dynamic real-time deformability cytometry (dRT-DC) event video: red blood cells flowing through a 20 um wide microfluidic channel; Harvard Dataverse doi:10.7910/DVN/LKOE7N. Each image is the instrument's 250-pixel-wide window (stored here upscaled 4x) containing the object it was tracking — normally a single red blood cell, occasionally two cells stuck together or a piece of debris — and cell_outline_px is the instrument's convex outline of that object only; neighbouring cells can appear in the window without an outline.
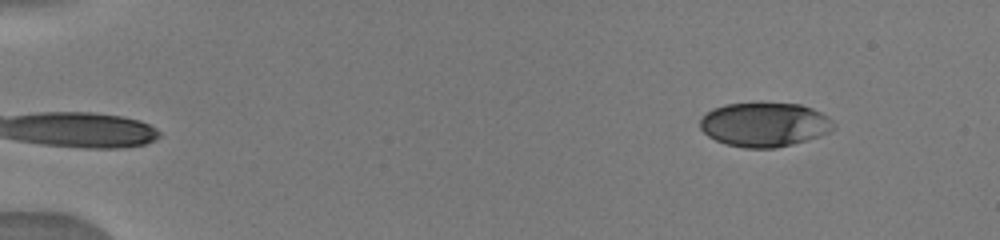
{"species": "human", "species_latin": "Homo sapiens", "temperature_condition": "warm", "stored_images_in_passage": 19, "camera_frame_rate_fps": 3000, "um_per_image_px": 0.085, "donor": {"sex": "male"}, "frame": {"image": 1, "passage_image": 2, "time_ms": 0.667, "image_size_px": [1000, 240], "cell_outline_px": [[836, 128], [820, 136], [792, 144], [776, 148], [744, 148], [728, 144], [716, 140], [708, 136], [700, 128], [700, 120], [712, 108], [728, 104], [800, 104], [812, 108], [828, 116], [836, 124]], "centroid_in_image_um": [65.01, 10.6], "position_along_channel_um": 20.0, "area_um2": 34.16}}
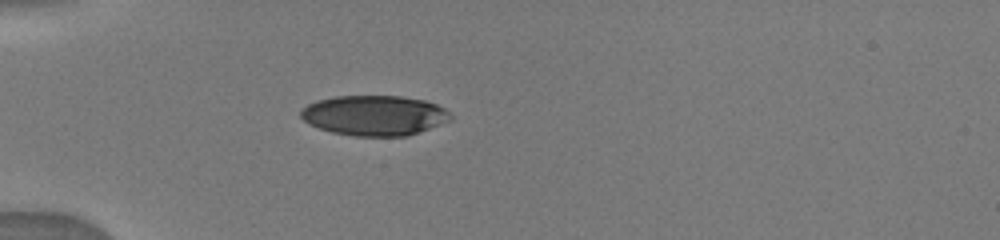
{"frame": {"image": 2, "passage_image": 13, "time_ms": 4.0, "image_size_px": [1000, 240], "cell_outline_px": [[452, 120], [408, 136], [352, 136], [332, 132], [308, 124], [300, 116], [300, 112], [308, 104], [316, 100], [336, 96], [400, 96], [424, 100], [436, 104], [444, 108], [452, 116]], "centroid_in_image_um": [31.82, 9.81], "position_along_channel_um": 53.2, "area_um2": 35.08}}
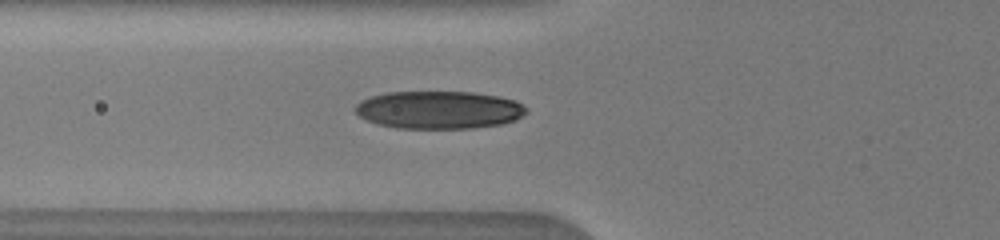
{"frame": {"image": 3, "passage_image": 18, "time_ms": 5.333, "image_size_px": [1000, 240], "cell_outline_px": [[528, 112], [516, 120], [504, 124], [472, 128], [396, 128], [376, 124], [360, 116], [352, 108], [360, 100], [372, 96], [388, 92], [472, 92], [500, 96], [516, 100], [528, 108]], "centroid_in_image_um": [37.34, 9.34], "position_along_channel_um": 88.5, "area_um2": 38.03}}